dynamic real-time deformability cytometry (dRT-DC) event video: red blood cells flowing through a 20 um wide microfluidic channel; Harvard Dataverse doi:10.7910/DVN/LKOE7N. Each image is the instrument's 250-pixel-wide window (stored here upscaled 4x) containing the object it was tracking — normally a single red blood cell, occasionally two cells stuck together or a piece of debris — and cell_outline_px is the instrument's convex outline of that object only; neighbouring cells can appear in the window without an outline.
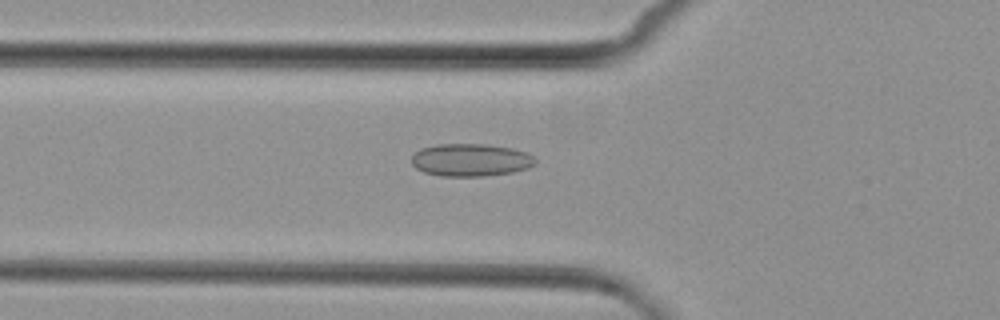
{"species": "common noctule bat (a hibernating species)", "species_latin": "Nyctalus noctula", "temperature_condition": "cold", "stored_images_in_passage": 6, "camera_frame_rate_fps": 3000, "um_per_image_px": 0.085, "animal": {"sex": "female", "body_mass_g": 29.2, "forearm_length_mm": 56.3}, "frame": {"image": 1, "passage_image": 6, "time_ms": 7.333, "image_size_px": [1000, 320], "cell_outline_px": [[536, 164], [528, 168], [512, 172], [484, 176], [440, 176], [424, 172], [416, 168], [412, 164], [412, 152], [420, 148], [436, 144], [488, 144], [512, 148], [528, 152], [536, 160]], "centroid_in_image_um": [39.99, 13.59], "position_along_channel_um": 85.8, "area_um2": 23.81}}